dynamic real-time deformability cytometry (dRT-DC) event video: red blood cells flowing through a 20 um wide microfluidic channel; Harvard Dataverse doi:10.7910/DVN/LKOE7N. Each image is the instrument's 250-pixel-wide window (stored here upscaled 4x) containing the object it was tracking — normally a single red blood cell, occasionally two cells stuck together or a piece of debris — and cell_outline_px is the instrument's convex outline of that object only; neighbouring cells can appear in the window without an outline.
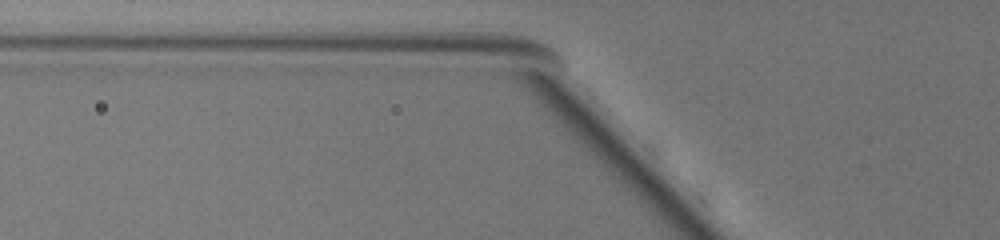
{"species": "common noctule bat (a hibernating species)", "species_latin": "Nyctalus noctula", "temperature_condition": "warm", "stored_images_in_passage": 4, "camera_frame_rate_fps": 3000, "um_per_image_px": 0.085, "animal": {"sex": "female", "body_mass_g": 19.5, "forearm_length_mm": 54.1}, "frame": {"image": 1, "passage_image": 4, "time_ms": 1.0, "image_size_px": [1000, 240], "cell_outline_px": [[768, 124], [760, 148], [720, 124], [712, 104], [708, 92], [716, 80], [720, 76]], "centroid_in_image_um": [62.63, 9.62], "position_along_channel_um": 63.2, "area_um2": 14.68}}